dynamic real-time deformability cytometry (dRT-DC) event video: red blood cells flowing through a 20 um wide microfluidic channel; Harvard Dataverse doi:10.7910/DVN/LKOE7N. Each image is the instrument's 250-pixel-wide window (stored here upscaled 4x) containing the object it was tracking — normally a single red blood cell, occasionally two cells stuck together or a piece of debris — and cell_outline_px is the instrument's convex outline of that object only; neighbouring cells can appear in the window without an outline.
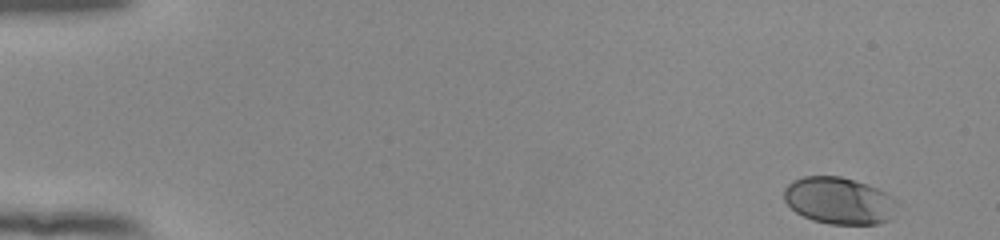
{"species": "human", "species_latin": "Homo sapiens", "temperature_condition": "room temperature", "stored_images_in_passage": 51, "camera_frame_rate_fps": 3000, "um_per_image_px": 0.085, "donor": {"sex": "female"}, "frame": {"image": 1, "passage_image": 1, "time_ms": 0.0, "image_size_px": [1000, 240], "cell_outline_px": [[900, 204], [892, 220], [876, 224], [828, 224], [812, 220], [796, 212], [784, 200], [784, 188], [792, 180], [804, 176], [840, 176], [868, 184], [900, 200]], "centroid_in_image_um": [71.38, 17.06], "position_along_channel_um": 13.6, "area_um2": 31.44}}
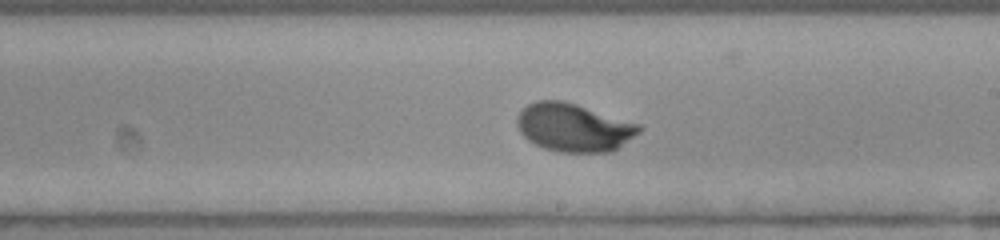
{"frame": {"image": 2, "passage_image": 30, "time_ms": 9.667, "image_size_px": [1000, 240], "cell_outline_px": [[644, 128], [640, 132], [612, 152], [560, 152], [544, 148], [528, 140], [520, 132], [516, 124], [516, 116], [520, 108], [536, 100], [564, 100], [640, 124]], "centroid_in_image_um": [48.74, 10.82], "position_along_channel_um": 240.3, "area_um2": 34.51}}
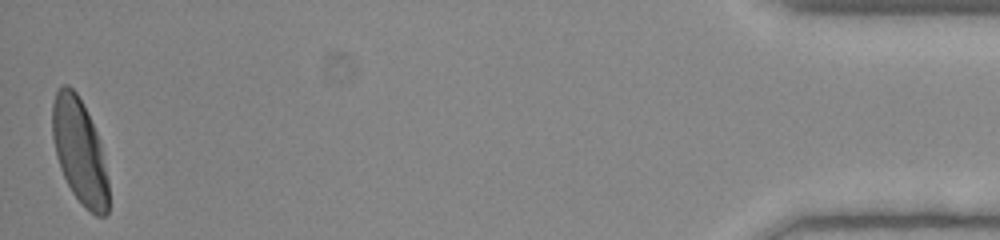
{"frame": {"image": 3, "passage_image": 51, "time_ms": 16.667, "image_size_px": [1000, 240], "cell_outline_px": [[108, 212], [104, 216], [96, 216], [84, 208], [72, 192], [60, 168], [56, 156], [52, 136], [52, 104], [56, 92], [60, 84], [68, 84], [76, 92], [100, 140], [108, 180]], "centroid_in_image_um": [6.75, 12.87], "position_along_channel_um": 428.5, "area_um2": 34.22}, "authors_computed_cell_mechanics": {"area_um2": 33.0038, "velocity_mm_per_s": 3.8849, "shape_relaxation_time_tau1_ms": 2.316, "shape_relaxation_time_tau2_ms": null, "deformation_change_tau1": 0.1412, "deformation_change_tau2": null}}